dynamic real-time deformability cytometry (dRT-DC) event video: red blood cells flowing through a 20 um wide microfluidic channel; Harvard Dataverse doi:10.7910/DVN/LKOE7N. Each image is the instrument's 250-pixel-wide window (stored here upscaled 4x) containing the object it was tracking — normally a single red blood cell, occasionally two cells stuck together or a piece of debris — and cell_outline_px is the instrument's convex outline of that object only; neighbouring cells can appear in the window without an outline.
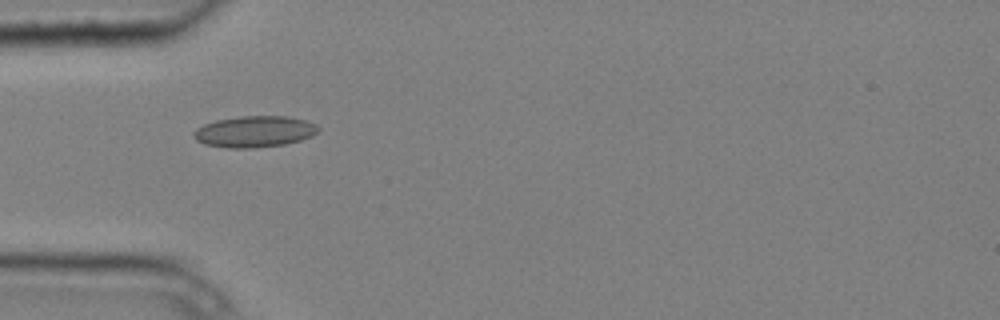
{"species": "common noctule bat (a hibernating species)", "species_latin": "Nyctalus noctula", "temperature_condition": "cold", "stored_images_in_passage": 5, "camera_frame_rate_fps": 3000, "um_per_image_px": 0.085, "animal": {"sex": "male", "body_mass_g": 20.4}, "frame": {"image": 1, "passage_image": 4, "time_ms": 1.0, "image_size_px": [1000, 320], "cell_outline_px": [[320, 128], [312, 136], [300, 140], [284, 144], [252, 148], [228, 148], [204, 144], [196, 140], [192, 136], [192, 132], [196, 128], [204, 124], [216, 120], [240, 116], [288, 116], [304, 120], [316, 124]], "centroid_in_image_um": [21.6, 11.18], "position_along_channel_um": 63.4, "area_um2": 22.77}}
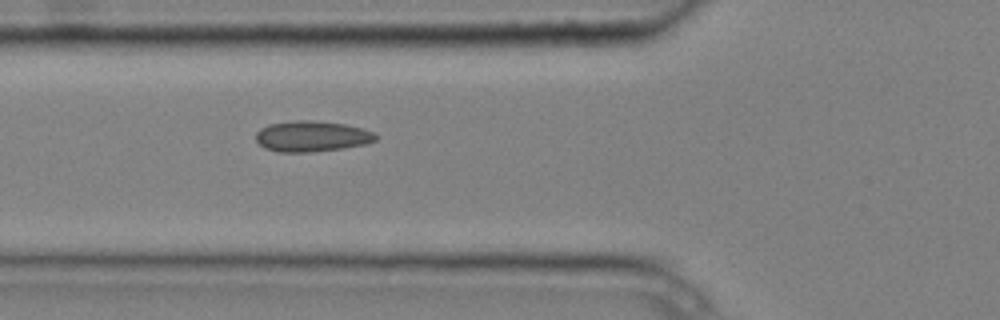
{"frame": {"image": 2, "passage_image": 5, "time_ms": 1.333, "image_size_px": [1000, 320], "cell_outline_px": [[380, 136], [376, 140], [364, 144], [344, 148], [308, 152], [276, 152], [264, 148], [256, 140], [256, 132], [260, 128], [268, 124], [296, 120], [312, 120], [344, 124], [364, 128]], "centroid_in_image_um": [26.49, 11.58], "position_along_channel_um": 99.3, "area_um2": 21.62}}